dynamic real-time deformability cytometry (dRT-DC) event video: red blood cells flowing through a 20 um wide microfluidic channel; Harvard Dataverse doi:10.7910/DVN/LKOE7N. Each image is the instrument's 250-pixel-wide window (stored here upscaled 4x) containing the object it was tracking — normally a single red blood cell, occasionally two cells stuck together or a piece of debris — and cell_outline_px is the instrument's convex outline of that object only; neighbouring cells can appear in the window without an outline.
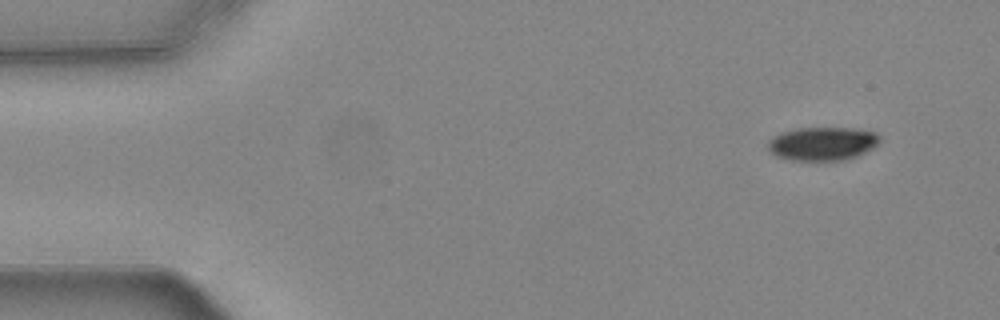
{"species": "common noctule bat (a hibernating species)", "species_latin": "Nyctalus noctula", "temperature_condition": "warm", "stored_images_in_passage": 51, "camera_frame_rate_fps": 3000, "um_per_image_px": 0.085, "animal": {"sex": "female", "body_mass_g": 24.6, "forearm_length_mm": 56.2}, "frame": {"image": 1, "passage_image": 1, "time_ms": 0.0, "image_size_px": [1000, 320], "cell_outline_px": [[880, 140], [872, 148], [856, 156], [844, 160], [788, 160], [776, 156], [768, 152], [768, 140], [772, 136], [780, 132], [796, 128], [856, 128], [876, 132], [880, 136]], "centroid_in_image_um": [69.86, 12.2], "position_along_channel_um": 15.1, "area_um2": 22.02}}
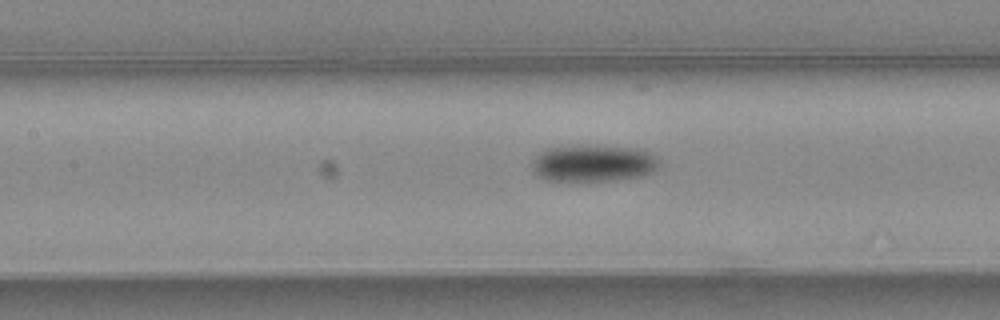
{"frame": {"image": 2, "passage_image": 21, "time_ms": 6.667, "image_size_px": [1000, 320], "cell_outline_px": [[660, 164], [652, 172], [640, 176], [616, 180], [568, 184], [544, 180], [536, 176], [532, 172], [532, 160], [544, 148], [576, 144], [588, 144], [632, 148], [648, 152], [656, 156], [660, 160]], "centroid_in_image_um": [50.32, 13.9], "position_along_channel_um": 157.1, "area_um2": 28.84}}
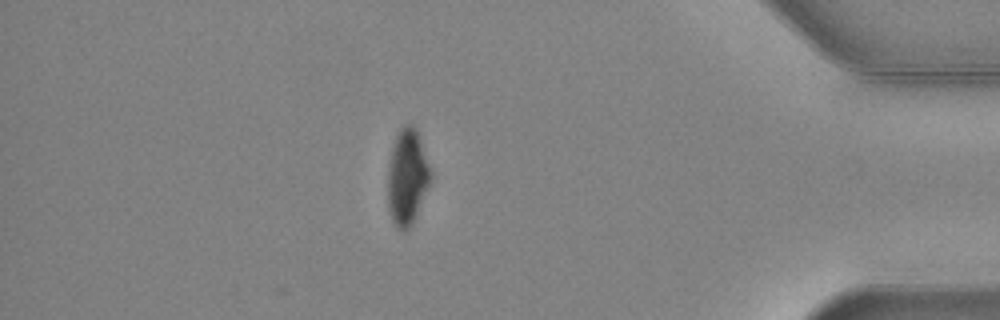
{"frame": {"image": 3, "passage_image": 44, "time_ms": 14.333, "image_size_px": [1000, 320], "cell_outline_px": [[432, 180], [408, 228], [404, 232], [400, 232], [396, 228], [392, 220], [388, 208], [388, 168], [392, 148], [396, 136], [400, 128], [404, 124], [412, 124], [416, 128], [432, 172]], "centroid_in_image_um": [34.61, 15.03], "position_along_channel_um": 400.6, "area_um2": 23.76}, "authors_computed_cell_mechanics": {"area_um2": 25.3742, "velocity_mm_per_s": 3.7517, "shape_relaxation_time_tau1_ms": 3.4432, "shape_relaxation_time_tau2_ms": null, "deformation_change_tau1": 0.1243, "deformation_change_tau2": null}}